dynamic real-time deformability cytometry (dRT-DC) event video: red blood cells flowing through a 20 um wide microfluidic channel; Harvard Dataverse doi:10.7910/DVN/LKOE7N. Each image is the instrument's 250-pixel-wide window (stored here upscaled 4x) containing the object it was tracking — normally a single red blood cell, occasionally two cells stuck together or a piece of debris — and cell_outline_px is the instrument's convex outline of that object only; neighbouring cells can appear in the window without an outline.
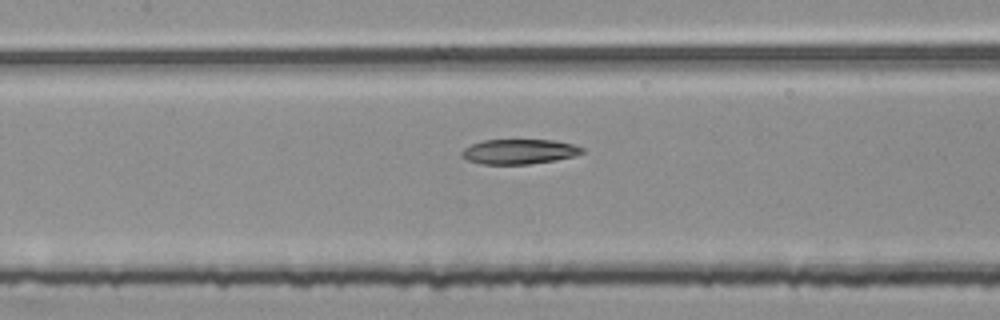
{"species": "common noctule bat (a hibernating species)", "species_latin": "Nyctalus noctula", "temperature_condition": "room temperature", "stored_images_in_passage": 54, "segment_of_instrument_passage": [2, 2], "camera_frame_rate_fps": 3000, "um_per_image_px": 0.085, "animal": {"sex": "female", "body_mass_g": 25.1}, "frame": {"image": 1, "passage_image": 25, "time_ms": 8.0, "image_size_px": [1000, 320], "cell_outline_px": [[584, 152], [576, 156], [556, 160], [528, 164], [484, 164], [468, 160], [460, 156], [460, 152], [464, 148], [472, 144], [484, 140], [552, 140], [572, 144], [584, 148]], "centroid_in_image_um": [44.13, 12.89], "position_along_channel_um": 163.3, "area_um2": 17.46}}
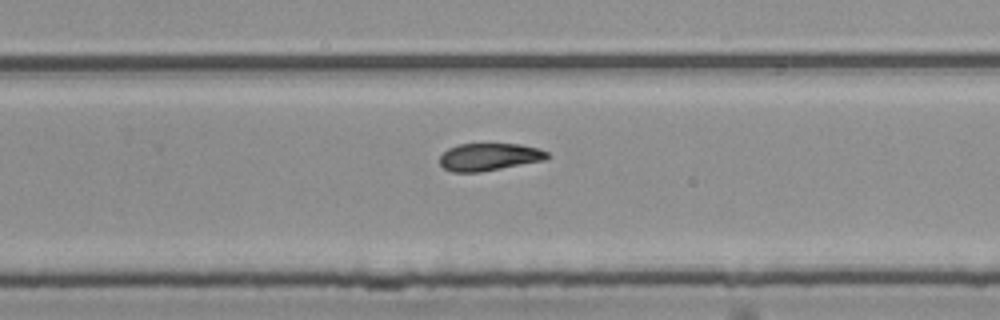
{"frame": {"image": 2, "passage_image": 35, "time_ms": 11.333, "image_size_px": [1000, 320], "cell_outline_px": [[552, 156], [544, 160], [480, 172], [452, 172], [444, 168], [440, 164], [440, 156], [448, 148], [460, 144], [520, 144], [536, 148], [548, 152]], "centroid_in_image_um": [41.58, 13.34], "position_along_channel_um": 288.2, "area_um2": 17.11}}
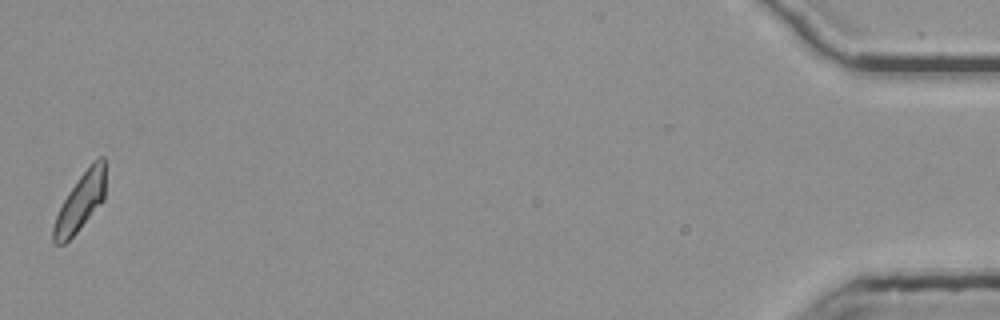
{"frame": {"image": 3, "passage_image": 54, "time_ms": 17.667, "image_size_px": [1000, 320], "cell_outline_px": [[104, 200], [76, 232], [64, 244], [52, 244], [52, 228], [56, 216], [68, 192], [92, 160], [100, 156], [104, 156]], "centroid_in_image_um": [6.81, 17.17], "position_along_channel_um": 428.4, "area_um2": 17.22}}